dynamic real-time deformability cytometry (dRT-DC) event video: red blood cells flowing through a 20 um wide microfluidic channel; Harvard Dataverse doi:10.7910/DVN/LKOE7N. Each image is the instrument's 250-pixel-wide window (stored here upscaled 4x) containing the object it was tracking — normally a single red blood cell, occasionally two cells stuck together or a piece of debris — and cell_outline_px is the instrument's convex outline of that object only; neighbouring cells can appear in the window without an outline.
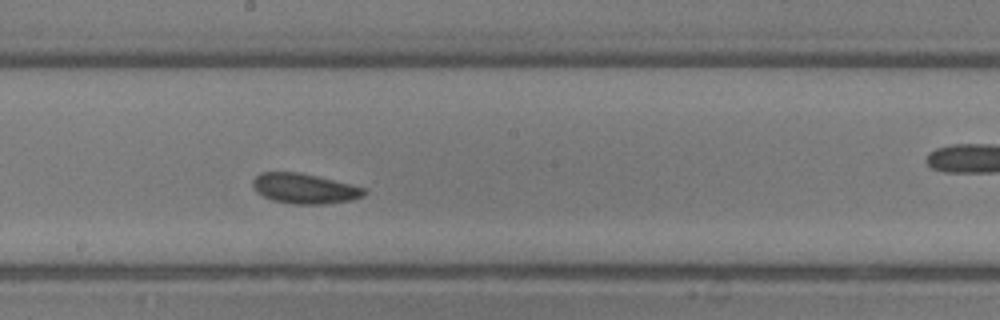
{"species": "common noctule bat (a hibernating species)", "species_latin": "Nyctalus noctula", "temperature_condition": "room temperature", "stored_images_in_passage": 20, "camera_frame_rate_fps": 3000, "um_per_image_px": 0.085, "animal": {"sex": "male", "body_mass_g": 13.3}, "frame": {"image": 1, "passage_image": 15, "time_ms": 4.667, "image_size_px": [1000, 320], "cell_outline_px": [[368, 192], [364, 196], [352, 200], [324, 204], [292, 204], [272, 200], [256, 192], [252, 184], [252, 180], [260, 172], [300, 172], [364, 188]], "centroid_in_image_um": [25.86, 16.03], "position_along_channel_um": 222.3, "area_um2": 19.48}}
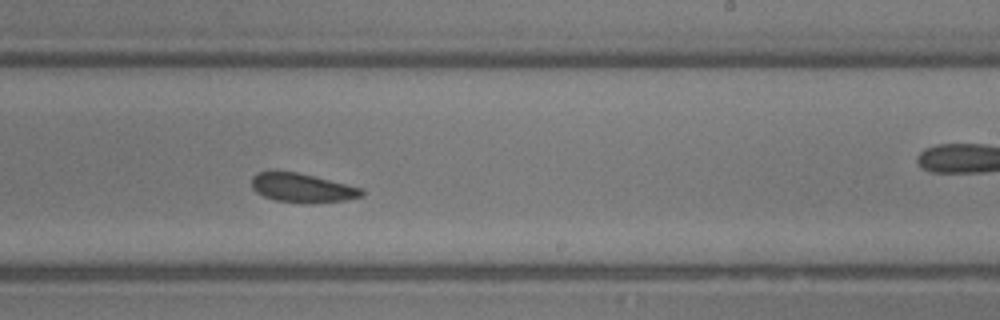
{"frame": {"image": 2, "passage_image": 17, "time_ms": 5.333, "image_size_px": [1000, 320], "cell_outline_px": [[364, 196], [344, 200], [308, 204], [304, 204], [276, 200], [264, 196], [256, 192], [252, 188], [252, 176], [260, 172], [296, 172], [364, 188]], "centroid_in_image_um": [25.73, 15.99], "position_along_channel_um": 263.3, "area_um2": 18.55}}